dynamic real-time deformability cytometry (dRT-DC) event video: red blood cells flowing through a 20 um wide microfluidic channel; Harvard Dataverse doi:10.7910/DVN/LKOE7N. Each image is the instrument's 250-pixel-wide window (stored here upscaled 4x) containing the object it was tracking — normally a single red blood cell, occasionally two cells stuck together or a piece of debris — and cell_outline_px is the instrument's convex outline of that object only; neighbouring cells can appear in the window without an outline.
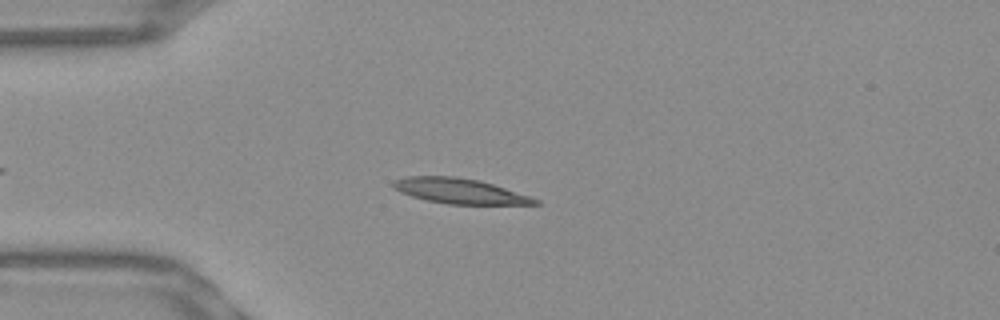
{"species": "Egyptian fruit bat (a non-hibernating species)", "species_latin": "Rousettus aegyptiacus", "temperature_condition": "warm", "stored_images_in_passage": 46, "camera_frame_rate_fps": 3000, "um_per_image_px": 0.085, "frame": {"image": 1, "passage_image": 11, "time_ms": 3.333, "image_size_px": [1000, 320], "cell_outline_px": [[540, 204], [448, 204], [428, 200], [412, 196], [400, 192], [392, 184], [392, 180], [408, 176], [456, 176], [480, 180], [540, 200]], "centroid_in_image_um": [39.04, 16.23], "position_along_channel_um": 46.0, "area_um2": 20.52}}
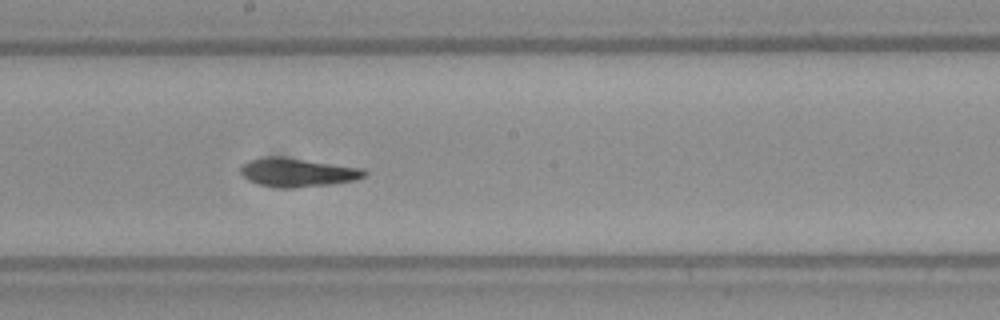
{"frame": {"image": 2, "passage_image": 26, "time_ms": 8.333, "image_size_px": [1000, 320], "cell_outline_px": [[368, 172], [364, 176], [356, 180], [332, 184], [292, 188], [284, 188], [260, 184], [248, 180], [240, 172], [240, 164], [248, 160], [272, 156], [276, 156], [364, 168]], "centroid_in_image_um": [25.29, 14.66], "position_along_channel_um": 222.9, "area_um2": 20.52}}
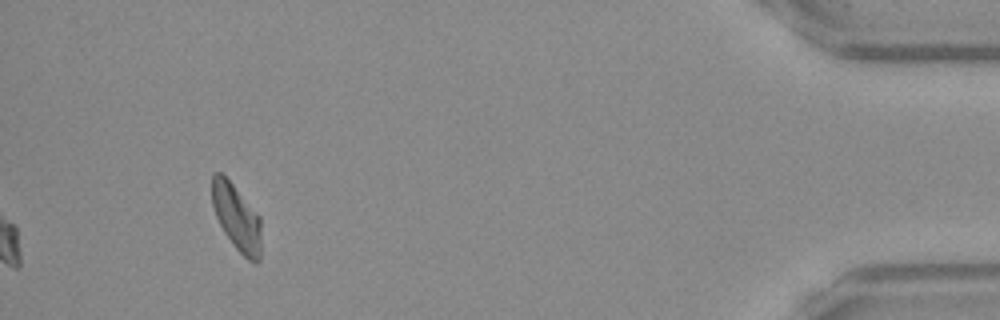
{"frame": {"image": 3, "passage_image": 46, "time_ms": 15.0, "image_size_px": [1000, 320], "cell_outline_px": [[260, 260], [256, 264], [248, 260], [232, 244], [224, 232], [216, 216], [212, 204], [212, 172], [220, 172], [232, 184], [260, 216]], "centroid_in_image_um": [20.11, 18.5], "position_along_channel_um": 415.1, "area_um2": 18.79}, "authors_computed_cell_mechanics": {"area_um2": 19.7098, "velocity_mm_per_s": 3.8846, "shape_relaxation_time_tau1_ms": 4.4063, "shape_relaxation_time_tau2_ms": 4.3376, "deformation_change_tau1": 0.1972, "deformation_change_tau2": 0.1162}}